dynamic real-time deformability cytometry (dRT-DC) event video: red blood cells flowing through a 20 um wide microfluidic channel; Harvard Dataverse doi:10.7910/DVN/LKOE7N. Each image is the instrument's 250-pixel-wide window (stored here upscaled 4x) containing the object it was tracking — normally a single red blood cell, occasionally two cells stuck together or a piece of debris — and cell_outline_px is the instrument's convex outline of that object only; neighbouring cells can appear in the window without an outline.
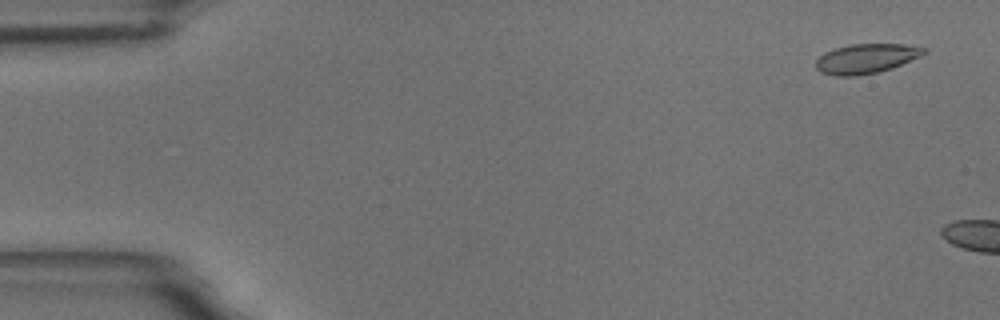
{"species": "common noctule bat (a hibernating species)", "species_latin": "Nyctalus noctula", "temperature_condition": "room temperature", "stored_images_in_passage": 2, "camera_frame_rate_fps": 3000, "um_per_image_px": 0.085, "animal": {"sex": "male", "body_mass_g": 18.8}, "frame": {"image": 1, "passage_image": 1, "time_ms": 0.0, "image_size_px": [1000, 320], "cell_outline_px": [[928, 52], [920, 56], [892, 68], [876, 72], [856, 76], [836, 76], [820, 72], [816, 68], [816, 60], [824, 52], [836, 48], [852, 44], [904, 44], [928, 48]], "centroid_in_image_um": [73.63, 4.97], "position_along_channel_um": 11.4, "area_um2": 18.61}}